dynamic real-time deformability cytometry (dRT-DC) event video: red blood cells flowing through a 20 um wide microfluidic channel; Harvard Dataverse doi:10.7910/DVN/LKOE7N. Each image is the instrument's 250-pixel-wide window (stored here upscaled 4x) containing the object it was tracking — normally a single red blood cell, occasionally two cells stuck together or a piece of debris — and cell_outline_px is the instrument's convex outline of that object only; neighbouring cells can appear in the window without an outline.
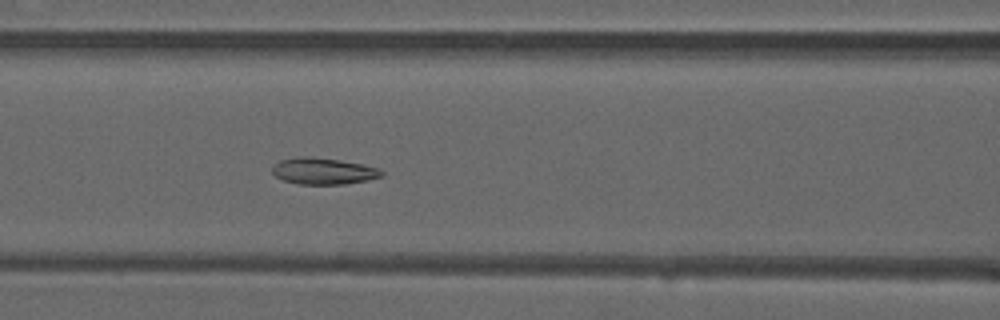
{"species": "common noctule bat (a hibernating species)", "species_latin": "Nyctalus noctula", "temperature_condition": "warm", "stored_images_in_passage": 43, "camera_frame_rate_fps": 3000, "um_per_image_px": 0.085, "animal": {"sex": "male", "forearm_length_mm": 52.5}, "frame": {"image": 1, "passage_image": 13, "time_ms": 4.0, "image_size_px": [1000, 320], "cell_outline_px": [[384, 176], [368, 180], [344, 184], [300, 184], [284, 180], [276, 176], [272, 172], [272, 168], [280, 160], [296, 156], [308, 156], [340, 160], [364, 164], [376, 168], [384, 172]], "centroid_in_image_um": [27.5, 14.53], "position_along_channel_um": 139.1, "area_um2": 16.88}}
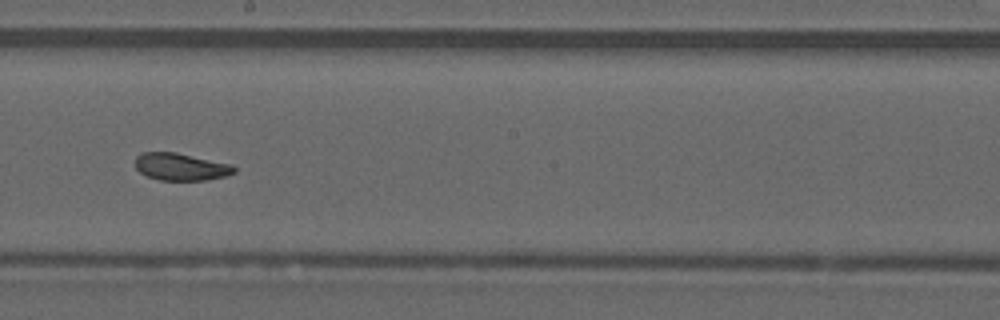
{"frame": {"image": 2, "passage_image": 20, "time_ms": 6.333, "image_size_px": [1000, 320], "cell_outline_px": [[236, 172], [224, 176], [208, 180], [160, 180], [148, 176], [140, 172], [136, 168], [136, 156], [144, 152], [176, 152], [232, 164], [236, 168]], "centroid_in_image_um": [15.4, 14.17], "position_along_channel_um": 232.8, "area_um2": 15.72}}
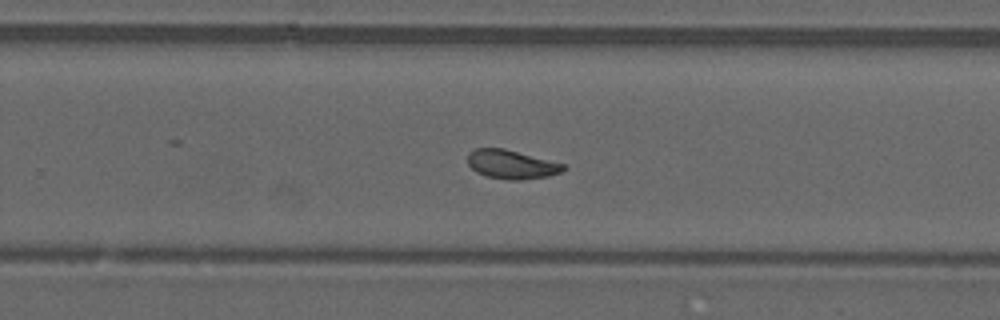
{"frame": {"image": 3, "passage_image": 24, "time_ms": 7.667, "image_size_px": [1000, 320], "cell_outline_px": [[568, 168], [560, 172], [548, 176], [520, 180], [508, 180], [488, 176], [476, 172], [468, 164], [468, 152], [476, 148], [504, 148], [564, 164]], "centroid_in_image_um": [43.47, 13.97], "position_along_channel_um": 286.3, "area_um2": 16.01}, "authors_computed_cell_mechanics": {"area_um2": 16.8776, "velocity_mm_per_s": 4.0355, "shape_relaxation_time_tau1_ms": null, "shape_relaxation_time_tau2_ms": 1.3404, "deformation_change_tau1": null, "deformation_change_tau2": 0.0641}}